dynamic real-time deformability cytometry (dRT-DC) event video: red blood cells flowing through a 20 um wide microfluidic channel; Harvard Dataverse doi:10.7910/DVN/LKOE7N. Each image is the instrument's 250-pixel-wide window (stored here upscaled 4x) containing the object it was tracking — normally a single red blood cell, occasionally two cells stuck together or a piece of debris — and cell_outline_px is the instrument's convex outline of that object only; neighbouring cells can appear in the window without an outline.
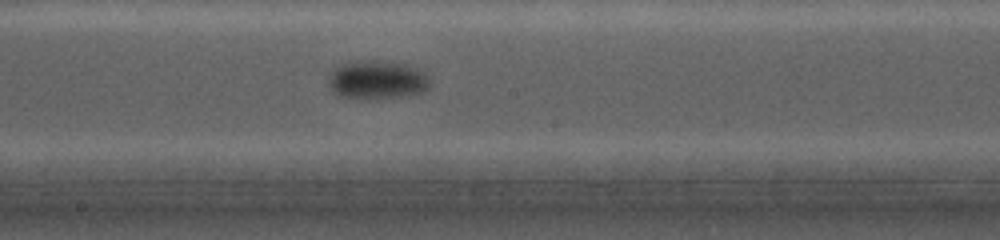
{"species": "common noctule bat (a hibernating species)", "species_latin": "Nyctalus noctula", "temperature_condition": "cold", "stored_images_in_passage": 7, "camera_frame_rate_fps": 5000, "um_per_image_px": 0.085, "animal": {"sex": "female", "body_mass_g": 19.0, "forearm_length_mm": 56.7}, "frame": {"image": 1, "passage_image": 7, "time_ms": 6.0, "image_size_px": [1000, 240], "cell_outline_px": [[432, 84], [424, 92], [404, 96], [368, 100], [340, 96], [328, 84], [328, 80], [332, 72], [340, 64], [352, 60], [368, 60], [404, 64], [416, 68], [424, 72], [428, 76]], "centroid_in_image_um": [32.08, 6.8], "position_along_channel_um": 216.1, "area_um2": 23.0}}